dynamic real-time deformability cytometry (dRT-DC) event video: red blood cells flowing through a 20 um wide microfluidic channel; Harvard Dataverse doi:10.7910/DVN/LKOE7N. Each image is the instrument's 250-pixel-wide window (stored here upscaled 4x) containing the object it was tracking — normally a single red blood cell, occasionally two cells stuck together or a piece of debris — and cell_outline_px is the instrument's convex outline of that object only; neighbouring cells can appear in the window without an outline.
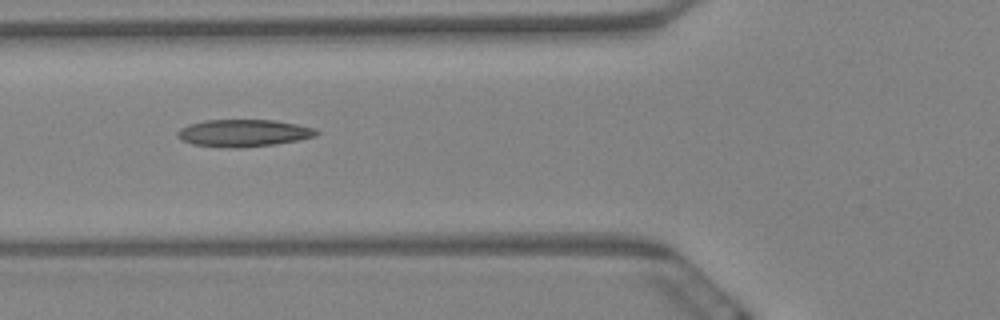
{"species": "Egyptian fruit bat (a non-hibernating species)", "species_latin": "Rousettus aegyptiacus", "temperature_condition": "warm", "stored_images_in_passage": 4, "camera_frame_rate_fps": 3000, "um_per_image_px": 0.085, "animal": {"sex": "female"}, "frame": {"image": 1, "passage_image": 2, "time_ms": 0.333, "image_size_px": [1000, 320], "cell_outline_px": [[320, 132], [316, 136], [276, 144], [236, 148], [192, 144], [176, 136], [176, 132], [180, 128], [188, 124], [204, 120], [276, 120], [296, 124], [312, 128]], "centroid_in_image_um": [20.67, 11.3], "position_along_channel_um": 105.1, "area_um2": 21.85}}
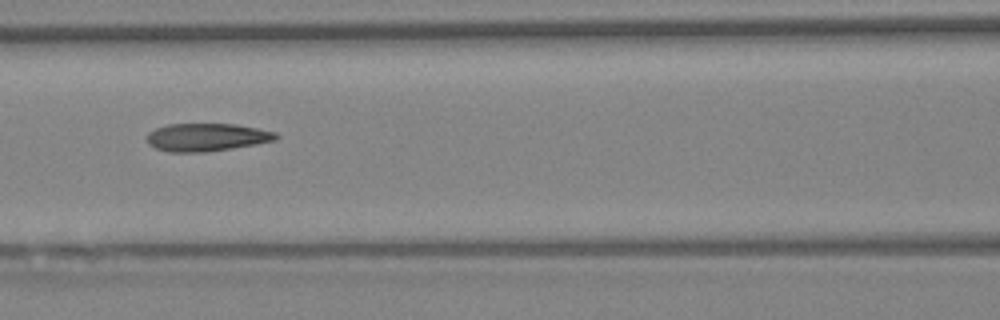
{"frame": {"image": 2, "passage_image": 3, "time_ms": 0.667, "image_size_px": [1000, 320], "cell_outline_px": [[280, 136], [276, 140], [204, 152], [168, 152], [156, 148], [148, 144], [148, 132], [156, 128], [168, 124], [236, 124], [276, 132]], "centroid_in_image_um": [17.54, 11.65], "position_along_channel_um": 149.1, "area_um2": 20.69}}
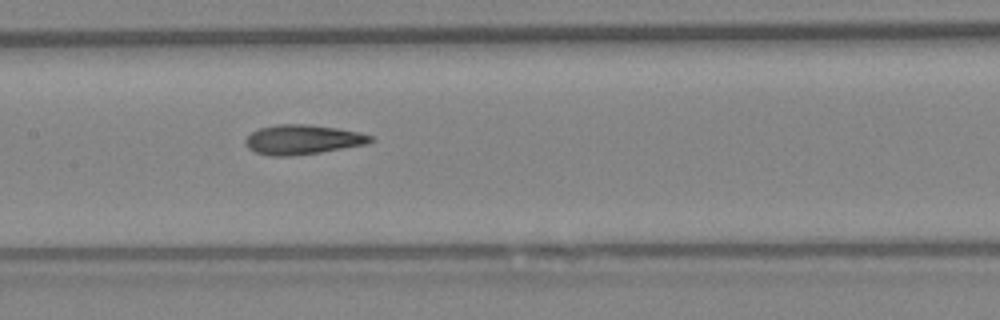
{"frame": {"image": 3, "passage_image": 4, "time_ms": 1.0, "image_size_px": [1000, 320], "cell_outline_px": [[376, 140], [368, 144], [320, 152], [288, 156], [272, 156], [256, 152], [248, 148], [244, 144], [244, 140], [252, 132], [260, 128], [276, 124], [308, 124], [336, 128], [356, 132], [372, 136]], "centroid_in_image_um": [25.71, 11.86], "position_along_channel_um": 181.7, "area_um2": 21.5}}